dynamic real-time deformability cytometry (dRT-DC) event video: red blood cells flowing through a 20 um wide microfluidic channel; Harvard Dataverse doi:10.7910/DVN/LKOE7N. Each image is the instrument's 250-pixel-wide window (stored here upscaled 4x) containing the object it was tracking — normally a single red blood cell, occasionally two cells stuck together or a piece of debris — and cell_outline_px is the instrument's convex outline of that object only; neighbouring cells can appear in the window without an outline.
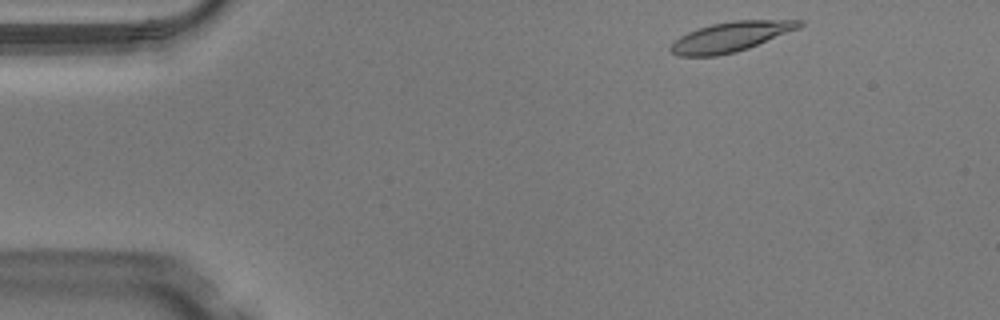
{"species": "Egyptian fruit bat (a non-hibernating species)", "species_latin": "Rousettus aegyptiacus", "temperature_condition": "warm", "stored_images_in_passage": 9, "camera_frame_rate_fps": 3000, "um_per_image_px": 0.085, "animal": {"sex": "male"}, "frame": {"image": 1, "passage_image": 1, "time_ms": 0.0, "image_size_px": [1000, 320], "cell_outline_px": [[804, 24], [800, 28], [748, 48], [736, 52], [716, 56], [680, 56], [672, 52], [668, 48], [680, 36], [696, 28], [712, 24], [736, 20], [804, 20]], "centroid_in_image_um": [62.12, 3.12], "position_along_channel_um": 22.9, "area_um2": 22.31}}